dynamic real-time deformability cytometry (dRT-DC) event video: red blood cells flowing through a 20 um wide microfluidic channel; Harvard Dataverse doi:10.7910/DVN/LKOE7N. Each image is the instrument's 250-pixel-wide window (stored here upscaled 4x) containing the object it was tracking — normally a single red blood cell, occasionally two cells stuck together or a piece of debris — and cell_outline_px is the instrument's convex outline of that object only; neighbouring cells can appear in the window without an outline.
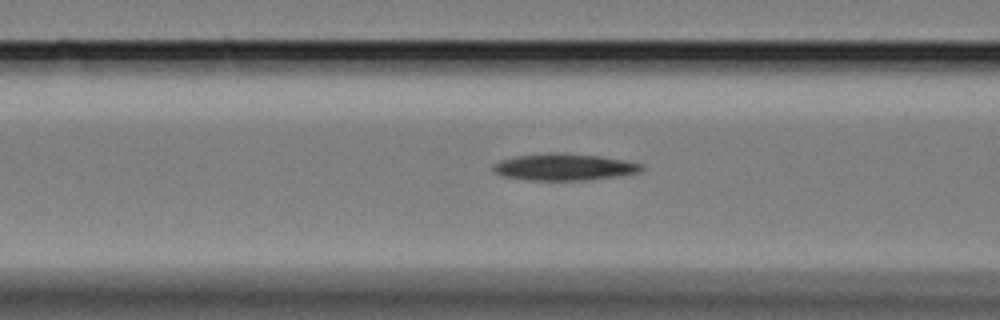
{"species": "Egyptian fruit bat (a non-hibernating species)", "species_latin": "Rousettus aegyptiacus", "temperature_condition": "cold", "stored_images_in_passage": 29, "camera_frame_rate_fps": 3000, "um_per_image_px": 0.085, "animal": {"sex": "female"}, "frame": {"image": 1, "passage_image": 5, "time_ms": 1.333, "image_size_px": [1000, 320], "cell_outline_px": [[644, 168], [640, 172], [616, 176], [588, 180], [528, 180], [500, 176], [492, 172], [492, 164], [500, 160], [516, 156], [600, 156], [624, 160], [644, 164]], "centroid_in_image_um": [47.94, 14.26], "position_along_channel_um": 118.7, "area_um2": 22.08}}
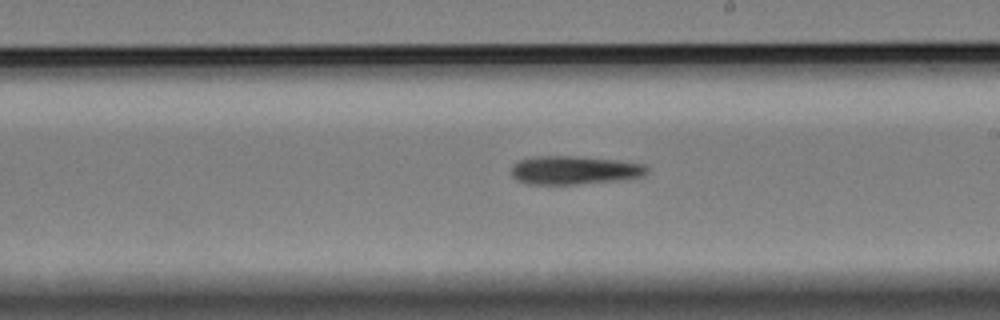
{"frame": {"image": 2, "passage_image": 16, "time_ms": 5.0, "image_size_px": [1000, 320], "cell_outline_px": [[648, 172], [644, 176], [632, 180], [580, 184], [528, 184], [516, 180], [512, 176], [512, 164], [520, 160], [536, 156], [572, 156], [616, 160], [644, 164], [648, 168]], "centroid_in_image_um": [48.88, 14.48], "position_along_channel_um": 240.1, "area_um2": 22.89}}
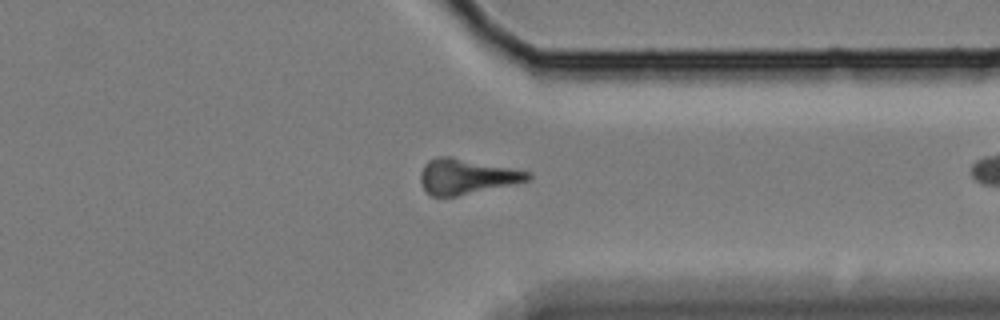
{"frame": {"image": 3, "passage_image": 28, "time_ms": 9.0, "image_size_px": [1000, 320], "cell_outline_px": [[532, 176], [528, 180], [456, 196], [432, 196], [424, 188], [420, 180], [420, 172], [424, 164], [428, 160], [436, 156], [452, 156], [532, 172]], "centroid_in_image_um": [39.61, 14.97], "position_along_channel_um": 371.8, "area_um2": 21.85}}